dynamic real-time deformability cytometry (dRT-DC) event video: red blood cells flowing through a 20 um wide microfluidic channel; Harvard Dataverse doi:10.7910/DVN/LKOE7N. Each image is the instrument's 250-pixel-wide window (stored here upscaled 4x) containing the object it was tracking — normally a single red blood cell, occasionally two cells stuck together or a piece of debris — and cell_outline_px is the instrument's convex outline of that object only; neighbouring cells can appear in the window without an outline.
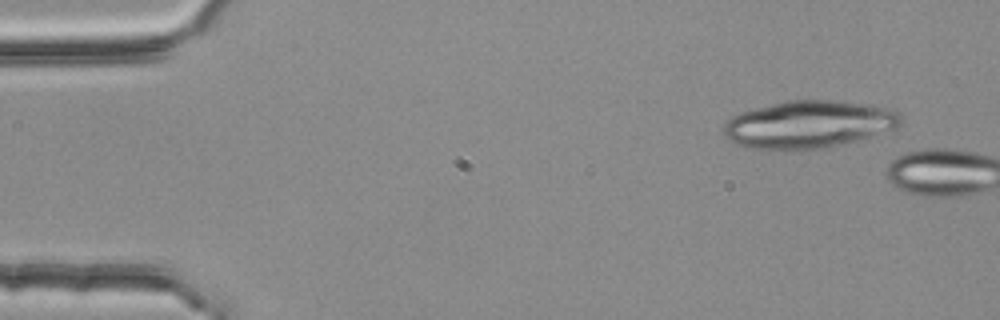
{"species": "common noctule bat (a hibernating species)", "species_latin": "Nyctalus noctula", "temperature_condition": "room temperature", "stored_images_in_passage": 2, "camera_frame_rate_fps": 3000, "um_per_image_px": 0.085, "animal": {"sex": "female", "body_mass_g": 25.1}, "frame": {"image": 1, "passage_image": 1, "time_ms": 0.0, "image_size_px": [1000, 320], "cell_outline_px": [[900, 124], [896, 128], [856, 140], [824, 148], [748, 148], [732, 140], [724, 132], [724, 120], [740, 112], [784, 100], [836, 100], [872, 104], [896, 108], [900, 112]], "centroid_in_image_um": [68.79, 10.52], "position_along_channel_um": 16.2, "area_um2": 48.67}}